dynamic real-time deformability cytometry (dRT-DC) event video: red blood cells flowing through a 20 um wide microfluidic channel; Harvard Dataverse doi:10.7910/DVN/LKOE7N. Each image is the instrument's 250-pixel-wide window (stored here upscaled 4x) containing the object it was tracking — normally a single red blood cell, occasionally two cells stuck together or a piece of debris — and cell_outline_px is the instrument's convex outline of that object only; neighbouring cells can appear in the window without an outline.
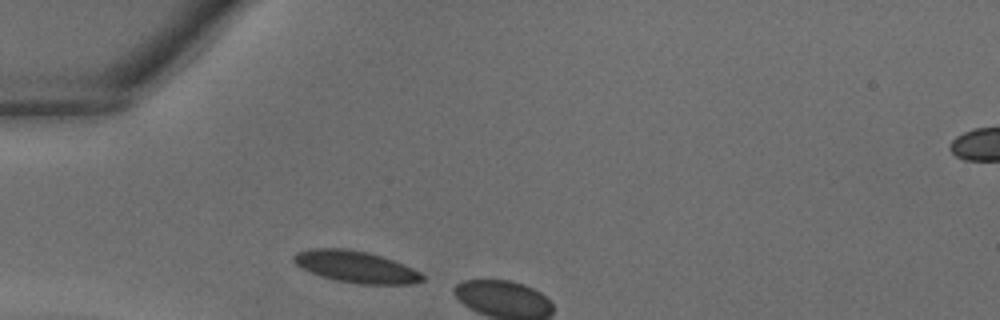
{"species": "common noctule bat (a hibernating species)", "species_latin": "Nyctalus noctula", "temperature_condition": "warm", "stored_images_in_passage": 3, "camera_frame_rate_fps": 3000, "um_per_image_px": 0.085, "animal": {"sex": "male", "body_mass_g": 18.8}, "frame": {"image": 1, "passage_image": 1, "time_ms": 0.0, "image_size_px": [1000, 320], "cell_outline_px": [[424, 280], [412, 284], [360, 284], [336, 280], [312, 272], [296, 264], [292, 260], [292, 256], [296, 252], [308, 248], [344, 248], [368, 252], [392, 260], [412, 268], [420, 272], [424, 276]], "centroid_in_image_um": [30.24, 22.67], "position_along_channel_um": 54.8, "area_um2": 23.52}}